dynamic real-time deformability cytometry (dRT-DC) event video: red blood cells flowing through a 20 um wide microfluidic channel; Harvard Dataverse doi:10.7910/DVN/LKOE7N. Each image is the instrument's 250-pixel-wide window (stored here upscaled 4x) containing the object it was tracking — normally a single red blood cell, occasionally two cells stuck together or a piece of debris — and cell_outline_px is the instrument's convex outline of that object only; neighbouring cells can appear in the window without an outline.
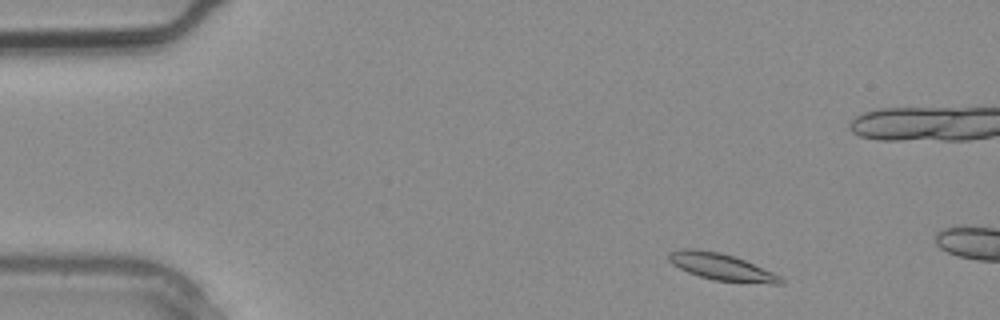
{"species": "common noctule bat (a hibernating species)", "species_latin": "Nyctalus noctula", "temperature_condition": "warm", "stored_images_in_passage": 2, "camera_frame_rate_fps": 3000, "um_per_image_px": 0.085, "animal": {"sex": "male", "body_mass_g": 20.4}, "frame": {"image": 1, "passage_image": 1, "time_ms": 0.0, "image_size_px": [1000, 320], "cell_outline_px": [[784, 284], [772, 284], [712, 280], [688, 272], [672, 264], [668, 260], [668, 252], [684, 248], [692, 248], [720, 252], [744, 260], [772, 272], [780, 276], [784, 280]], "centroid_in_image_um": [61.3, 22.68], "position_along_channel_um": 23.7, "area_um2": 17.4}}